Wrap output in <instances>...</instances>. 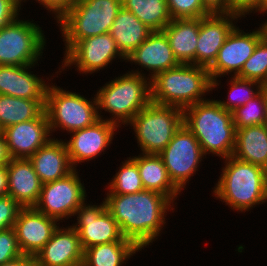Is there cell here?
<instances>
[{
    "mask_svg": "<svg viewBox=\"0 0 267 266\" xmlns=\"http://www.w3.org/2000/svg\"><path fill=\"white\" fill-rule=\"evenodd\" d=\"M137 69L116 77L97 90L94 96L100 119L103 109L113 116L106 121L118 127L120 124L128 126L133 117L151 102V80Z\"/></svg>",
    "mask_w": 267,
    "mask_h": 266,
    "instance_id": "277c9868",
    "label": "cell"
},
{
    "mask_svg": "<svg viewBox=\"0 0 267 266\" xmlns=\"http://www.w3.org/2000/svg\"><path fill=\"white\" fill-rule=\"evenodd\" d=\"M236 76L256 81L262 86L267 85V35L257 43L253 54L246 60Z\"/></svg>",
    "mask_w": 267,
    "mask_h": 266,
    "instance_id": "d6a6232c",
    "label": "cell"
},
{
    "mask_svg": "<svg viewBox=\"0 0 267 266\" xmlns=\"http://www.w3.org/2000/svg\"><path fill=\"white\" fill-rule=\"evenodd\" d=\"M131 158L138 165L144 189L158 192L174 203L181 191L170 180L161 157L158 154L141 153Z\"/></svg>",
    "mask_w": 267,
    "mask_h": 266,
    "instance_id": "d4e9b609",
    "label": "cell"
},
{
    "mask_svg": "<svg viewBox=\"0 0 267 266\" xmlns=\"http://www.w3.org/2000/svg\"><path fill=\"white\" fill-rule=\"evenodd\" d=\"M83 253L78 232L72 226H58L34 258L37 266H82Z\"/></svg>",
    "mask_w": 267,
    "mask_h": 266,
    "instance_id": "d6986e66",
    "label": "cell"
},
{
    "mask_svg": "<svg viewBox=\"0 0 267 266\" xmlns=\"http://www.w3.org/2000/svg\"><path fill=\"white\" fill-rule=\"evenodd\" d=\"M8 191L7 165L0 166V197L6 196Z\"/></svg>",
    "mask_w": 267,
    "mask_h": 266,
    "instance_id": "ee69618b",
    "label": "cell"
},
{
    "mask_svg": "<svg viewBox=\"0 0 267 266\" xmlns=\"http://www.w3.org/2000/svg\"><path fill=\"white\" fill-rule=\"evenodd\" d=\"M12 1L15 5H17L21 9V4L22 2H26L27 0H10Z\"/></svg>",
    "mask_w": 267,
    "mask_h": 266,
    "instance_id": "7dc6e473",
    "label": "cell"
},
{
    "mask_svg": "<svg viewBox=\"0 0 267 266\" xmlns=\"http://www.w3.org/2000/svg\"><path fill=\"white\" fill-rule=\"evenodd\" d=\"M77 222L71 225L77 232L83 251L98 244L114 241H130L122 235L119 225L106 209L105 201L100 205L84 202L75 212Z\"/></svg>",
    "mask_w": 267,
    "mask_h": 266,
    "instance_id": "5bb4252c",
    "label": "cell"
},
{
    "mask_svg": "<svg viewBox=\"0 0 267 266\" xmlns=\"http://www.w3.org/2000/svg\"><path fill=\"white\" fill-rule=\"evenodd\" d=\"M0 266H37V265L34 256L22 255L21 257L7 263H3Z\"/></svg>",
    "mask_w": 267,
    "mask_h": 266,
    "instance_id": "b9f144b4",
    "label": "cell"
},
{
    "mask_svg": "<svg viewBox=\"0 0 267 266\" xmlns=\"http://www.w3.org/2000/svg\"><path fill=\"white\" fill-rule=\"evenodd\" d=\"M266 35L263 23L255 31L245 33L235 26L219 49L214 63L208 68L212 80V90L219 86L218 78L224 75L236 76L253 54L257 43ZM218 85V86H217Z\"/></svg>",
    "mask_w": 267,
    "mask_h": 266,
    "instance_id": "7c38bea8",
    "label": "cell"
},
{
    "mask_svg": "<svg viewBox=\"0 0 267 266\" xmlns=\"http://www.w3.org/2000/svg\"><path fill=\"white\" fill-rule=\"evenodd\" d=\"M121 3L152 31H163L172 20L166 0H121Z\"/></svg>",
    "mask_w": 267,
    "mask_h": 266,
    "instance_id": "f546056e",
    "label": "cell"
},
{
    "mask_svg": "<svg viewBox=\"0 0 267 266\" xmlns=\"http://www.w3.org/2000/svg\"><path fill=\"white\" fill-rule=\"evenodd\" d=\"M126 57L119 51L116 42L110 33L96 35L75 43L65 54L62 62V70L75 65L81 74H92L105 69L112 60ZM72 65V66H71Z\"/></svg>",
    "mask_w": 267,
    "mask_h": 266,
    "instance_id": "4fadbf2b",
    "label": "cell"
},
{
    "mask_svg": "<svg viewBox=\"0 0 267 266\" xmlns=\"http://www.w3.org/2000/svg\"><path fill=\"white\" fill-rule=\"evenodd\" d=\"M263 25H264V28H265V31H266V35H267V20H265V23L263 22Z\"/></svg>",
    "mask_w": 267,
    "mask_h": 266,
    "instance_id": "c3c4849f",
    "label": "cell"
},
{
    "mask_svg": "<svg viewBox=\"0 0 267 266\" xmlns=\"http://www.w3.org/2000/svg\"><path fill=\"white\" fill-rule=\"evenodd\" d=\"M265 93L261 91L252 100L245 105L236 108L232 112V118L235 129L247 126H256L265 124L266 119Z\"/></svg>",
    "mask_w": 267,
    "mask_h": 266,
    "instance_id": "836d02e7",
    "label": "cell"
},
{
    "mask_svg": "<svg viewBox=\"0 0 267 266\" xmlns=\"http://www.w3.org/2000/svg\"><path fill=\"white\" fill-rule=\"evenodd\" d=\"M152 32L132 12L123 7L118 12L109 31L119 51L125 57L145 41Z\"/></svg>",
    "mask_w": 267,
    "mask_h": 266,
    "instance_id": "4316f807",
    "label": "cell"
},
{
    "mask_svg": "<svg viewBox=\"0 0 267 266\" xmlns=\"http://www.w3.org/2000/svg\"><path fill=\"white\" fill-rule=\"evenodd\" d=\"M204 9L209 14H227L229 13L228 0H202Z\"/></svg>",
    "mask_w": 267,
    "mask_h": 266,
    "instance_id": "60d3db41",
    "label": "cell"
},
{
    "mask_svg": "<svg viewBox=\"0 0 267 266\" xmlns=\"http://www.w3.org/2000/svg\"><path fill=\"white\" fill-rule=\"evenodd\" d=\"M172 19L202 18L209 13L204 9L202 0H166Z\"/></svg>",
    "mask_w": 267,
    "mask_h": 266,
    "instance_id": "e575fe53",
    "label": "cell"
},
{
    "mask_svg": "<svg viewBox=\"0 0 267 266\" xmlns=\"http://www.w3.org/2000/svg\"><path fill=\"white\" fill-rule=\"evenodd\" d=\"M77 171L74 169L64 178L42 184L40 197L34 208L56 219L58 223L74 217L87 196L84 183H81Z\"/></svg>",
    "mask_w": 267,
    "mask_h": 266,
    "instance_id": "8fae6325",
    "label": "cell"
},
{
    "mask_svg": "<svg viewBox=\"0 0 267 266\" xmlns=\"http://www.w3.org/2000/svg\"><path fill=\"white\" fill-rule=\"evenodd\" d=\"M8 191L23 208L34 207L40 197L42 183L27 158H11L7 164Z\"/></svg>",
    "mask_w": 267,
    "mask_h": 266,
    "instance_id": "7402d4cb",
    "label": "cell"
},
{
    "mask_svg": "<svg viewBox=\"0 0 267 266\" xmlns=\"http://www.w3.org/2000/svg\"><path fill=\"white\" fill-rule=\"evenodd\" d=\"M262 91L265 93V102H266V119L265 124L267 125V85L263 86Z\"/></svg>",
    "mask_w": 267,
    "mask_h": 266,
    "instance_id": "bcb514c9",
    "label": "cell"
},
{
    "mask_svg": "<svg viewBox=\"0 0 267 266\" xmlns=\"http://www.w3.org/2000/svg\"><path fill=\"white\" fill-rule=\"evenodd\" d=\"M46 99H23L0 94V129L38 118L45 111Z\"/></svg>",
    "mask_w": 267,
    "mask_h": 266,
    "instance_id": "f1b7e54d",
    "label": "cell"
},
{
    "mask_svg": "<svg viewBox=\"0 0 267 266\" xmlns=\"http://www.w3.org/2000/svg\"><path fill=\"white\" fill-rule=\"evenodd\" d=\"M118 126L104 119H99L91 126L71 132L70 140H64L70 163L74 169L93 158L100 156L104 150L112 143L114 131Z\"/></svg>",
    "mask_w": 267,
    "mask_h": 266,
    "instance_id": "9a60e30c",
    "label": "cell"
},
{
    "mask_svg": "<svg viewBox=\"0 0 267 266\" xmlns=\"http://www.w3.org/2000/svg\"><path fill=\"white\" fill-rule=\"evenodd\" d=\"M158 155L167 169L170 180L180 191L189 183L193 174H196L199 163L205 156L199 141L184 124Z\"/></svg>",
    "mask_w": 267,
    "mask_h": 266,
    "instance_id": "30bf717a",
    "label": "cell"
},
{
    "mask_svg": "<svg viewBox=\"0 0 267 266\" xmlns=\"http://www.w3.org/2000/svg\"><path fill=\"white\" fill-rule=\"evenodd\" d=\"M256 12L264 15L267 13V0H259L258 6L254 9Z\"/></svg>",
    "mask_w": 267,
    "mask_h": 266,
    "instance_id": "f6af8a7d",
    "label": "cell"
},
{
    "mask_svg": "<svg viewBox=\"0 0 267 266\" xmlns=\"http://www.w3.org/2000/svg\"><path fill=\"white\" fill-rule=\"evenodd\" d=\"M42 5L48 12L52 11L51 14H54V19L56 21L68 11L77 0H35Z\"/></svg>",
    "mask_w": 267,
    "mask_h": 266,
    "instance_id": "f35d334b",
    "label": "cell"
},
{
    "mask_svg": "<svg viewBox=\"0 0 267 266\" xmlns=\"http://www.w3.org/2000/svg\"><path fill=\"white\" fill-rule=\"evenodd\" d=\"M22 208L11 196L0 197V231L14 227Z\"/></svg>",
    "mask_w": 267,
    "mask_h": 266,
    "instance_id": "8d00e7d4",
    "label": "cell"
},
{
    "mask_svg": "<svg viewBox=\"0 0 267 266\" xmlns=\"http://www.w3.org/2000/svg\"><path fill=\"white\" fill-rule=\"evenodd\" d=\"M241 17L234 13L209 14L199 18V36L196 48V65L209 68L218 56L228 34ZM234 22V24H233Z\"/></svg>",
    "mask_w": 267,
    "mask_h": 266,
    "instance_id": "2e32d148",
    "label": "cell"
},
{
    "mask_svg": "<svg viewBox=\"0 0 267 266\" xmlns=\"http://www.w3.org/2000/svg\"><path fill=\"white\" fill-rule=\"evenodd\" d=\"M51 84L45 101V113L51 135L60 127L59 130H66L71 134L73 131L91 126L100 119L96 97L88 100L79 93L66 91Z\"/></svg>",
    "mask_w": 267,
    "mask_h": 266,
    "instance_id": "ba28073f",
    "label": "cell"
},
{
    "mask_svg": "<svg viewBox=\"0 0 267 266\" xmlns=\"http://www.w3.org/2000/svg\"><path fill=\"white\" fill-rule=\"evenodd\" d=\"M230 78V83H228L230 84V90L227 101L217 99L219 105L226 111L233 112L236 108L245 105L262 91L263 86L256 81L242 79L237 76H231Z\"/></svg>",
    "mask_w": 267,
    "mask_h": 266,
    "instance_id": "1f68e13d",
    "label": "cell"
},
{
    "mask_svg": "<svg viewBox=\"0 0 267 266\" xmlns=\"http://www.w3.org/2000/svg\"><path fill=\"white\" fill-rule=\"evenodd\" d=\"M183 124L193 133L205 155L224 160L233 155L236 129L232 112L226 111L215 99H207L183 109Z\"/></svg>",
    "mask_w": 267,
    "mask_h": 266,
    "instance_id": "7a4b0ae2",
    "label": "cell"
},
{
    "mask_svg": "<svg viewBox=\"0 0 267 266\" xmlns=\"http://www.w3.org/2000/svg\"><path fill=\"white\" fill-rule=\"evenodd\" d=\"M162 32L179 63L196 65L199 18L172 19Z\"/></svg>",
    "mask_w": 267,
    "mask_h": 266,
    "instance_id": "cb8c5ba5",
    "label": "cell"
},
{
    "mask_svg": "<svg viewBox=\"0 0 267 266\" xmlns=\"http://www.w3.org/2000/svg\"><path fill=\"white\" fill-rule=\"evenodd\" d=\"M209 91L212 80L208 68L193 64L180 63L151 80V102L181 109L207 100L203 96Z\"/></svg>",
    "mask_w": 267,
    "mask_h": 266,
    "instance_id": "5b68a950",
    "label": "cell"
},
{
    "mask_svg": "<svg viewBox=\"0 0 267 266\" xmlns=\"http://www.w3.org/2000/svg\"><path fill=\"white\" fill-rule=\"evenodd\" d=\"M105 195L106 209L118 223L122 235L140 250L161 236L167 212L175 209L168 197L151 190Z\"/></svg>",
    "mask_w": 267,
    "mask_h": 266,
    "instance_id": "6da1fadb",
    "label": "cell"
},
{
    "mask_svg": "<svg viewBox=\"0 0 267 266\" xmlns=\"http://www.w3.org/2000/svg\"><path fill=\"white\" fill-rule=\"evenodd\" d=\"M112 178L106 186L109 190L106 194H133L144 190L138 165L130 157L122 162L118 172Z\"/></svg>",
    "mask_w": 267,
    "mask_h": 266,
    "instance_id": "4dcf8cb0",
    "label": "cell"
},
{
    "mask_svg": "<svg viewBox=\"0 0 267 266\" xmlns=\"http://www.w3.org/2000/svg\"><path fill=\"white\" fill-rule=\"evenodd\" d=\"M20 10L12 1L0 0V29L15 21L20 15Z\"/></svg>",
    "mask_w": 267,
    "mask_h": 266,
    "instance_id": "74e56055",
    "label": "cell"
},
{
    "mask_svg": "<svg viewBox=\"0 0 267 266\" xmlns=\"http://www.w3.org/2000/svg\"><path fill=\"white\" fill-rule=\"evenodd\" d=\"M232 156L267 170V125L237 129Z\"/></svg>",
    "mask_w": 267,
    "mask_h": 266,
    "instance_id": "484cf974",
    "label": "cell"
},
{
    "mask_svg": "<svg viewBox=\"0 0 267 266\" xmlns=\"http://www.w3.org/2000/svg\"><path fill=\"white\" fill-rule=\"evenodd\" d=\"M138 251L132 241L94 245L84 250L82 266H123Z\"/></svg>",
    "mask_w": 267,
    "mask_h": 266,
    "instance_id": "83f0119b",
    "label": "cell"
},
{
    "mask_svg": "<svg viewBox=\"0 0 267 266\" xmlns=\"http://www.w3.org/2000/svg\"><path fill=\"white\" fill-rule=\"evenodd\" d=\"M11 159L5 138L0 132V166H6Z\"/></svg>",
    "mask_w": 267,
    "mask_h": 266,
    "instance_id": "7bdbcfd3",
    "label": "cell"
},
{
    "mask_svg": "<svg viewBox=\"0 0 267 266\" xmlns=\"http://www.w3.org/2000/svg\"><path fill=\"white\" fill-rule=\"evenodd\" d=\"M34 207L19 211L14 229L23 255L35 256L51 239L60 223Z\"/></svg>",
    "mask_w": 267,
    "mask_h": 266,
    "instance_id": "e0dca14e",
    "label": "cell"
},
{
    "mask_svg": "<svg viewBox=\"0 0 267 266\" xmlns=\"http://www.w3.org/2000/svg\"><path fill=\"white\" fill-rule=\"evenodd\" d=\"M41 28L33 21L20 20V17L1 28L0 65H36L46 46Z\"/></svg>",
    "mask_w": 267,
    "mask_h": 266,
    "instance_id": "9c48e42d",
    "label": "cell"
},
{
    "mask_svg": "<svg viewBox=\"0 0 267 266\" xmlns=\"http://www.w3.org/2000/svg\"><path fill=\"white\" fill-rule=\"evenodd\" d=\"M121 0H77L58 20L65 53L80 40L109 33Z\"/></svg>",
    "mask_w": 267,
    "mask_h": 266,
    "instance_id": "8992f818",
    "label": "cell"
},
{
    "mask_svg": "<svg viewBox=\"0 0 267 266\" xmlns=\"http://www.w3.org/2000/svg\"><path fill=\"white\" fill-rule=\"evenodd\" d=\"M14 227L0 231V265L21 257Z\"/></svg>",
    "mask_w": 267,
    "mask_h": 266,
    "instance_id": "d590c367",
    "label": "cell"
},
{
    "mask_svg": "<svg viewBox=\"0 0 267 266\" xmlns=\"http://www.w3.org/2000/svg\"><path fill=\"white\" fill-rule=\"evenodd\" d=\"M183 124V109L150 102L128 124L143 154H159Z\"/></svg>",
    "mask_w": 267,
    "mask_h": 266,
    "instance_id": "52a82bcc",
    "label": "cell"
},
{
    "mask_svg": "<svg viewBox=\"0 0 267 266\" xmlns=\"http://www.w3.org/2000/svg\"><path fill=\"white\" fill-rule=\"evenodd\" d=\"M229 13H234L245 18L249 13H255L254 9L258 6L259 0H228Z\"/></svg>",
    "mask_w": 267,
    "mask_h": 266,
    "instance_id": "ab89813d",
    "label": "cell"
},
{
    "mask_svg": "<svg viewBox=\"0 0 267 266\" xmlns=\"http://www.w3.org/2000/svg\"><path fill=\"white\" fill-rule=\"evenodd\" d=\"M28 159L42 184L64 178L74 170L64 140L54 137Z\"/></svg>",
    "mask_w": 267,
    "mask_h": 266,
    "instance_id": "603a6c76",
    "label": "cell"
},
{
    "mask_svg": "<svg viewBox=\"0 0 267 266\" xmlns=\"http://www.w3.org/2000/svg\"><path fill=\"white\" fill-rule=\"evenodd\" d=\"M34 66L0 65V94L30 100L46 99L50 84L32 74L34 72L30 70Z\"/></svg>",
    "mask_w": 267,
    "mask_h": 266,
    "instance_id": "44dd1931",
    "label": "cell"
},
{
    "mask_svg": "<svg viewBox=\"0 0 267 266\" xmlns=\"http://www.w3.org/2000/svg\"><path fill=\"white\" fill-rule=\"evenodd\" d=\"M11 158H29L44 146L52 136L45 111L36 119L3 129Z\"/></svg>",
    "mask_w": 267,
    "mask_h": 266,
    "instance_id": "ac0fdd59",
    "label": "cell"
},
{
    "mask_svg": "<svg viewBox=\"0 0 267 266\" xmlns=\"http://www.w3.org/2000/svg\"><path fill=\"white\" fill-rule=\"evenodd\" d=\"M126 62L135 63L149 71L152 80L158 73L178 66L169 45L167 36L162 31H153L132 53L126 57Z\"/></svg>",
    "mask_w": 267,
    "mask_h": 266,
    "instance_id": "ffe728a7",
    "label": "cell"
},
{
    "mask_svg": "<svg viewBox=\"0 0 267 266\" xmlns=\"http://www.w3.org/2000/svg\"><path fill=\"white\" fill-rule=\"evenodd\" d=\"M224 163L213 188L215 198L241 213L267 202L266 169L234 156L225 158Z\"/></svg>",
    "mask_w": 267,
    "mask_h": 266,
    "instance_id": "3957f363",
    "label": "cell"
}]
</instances>
